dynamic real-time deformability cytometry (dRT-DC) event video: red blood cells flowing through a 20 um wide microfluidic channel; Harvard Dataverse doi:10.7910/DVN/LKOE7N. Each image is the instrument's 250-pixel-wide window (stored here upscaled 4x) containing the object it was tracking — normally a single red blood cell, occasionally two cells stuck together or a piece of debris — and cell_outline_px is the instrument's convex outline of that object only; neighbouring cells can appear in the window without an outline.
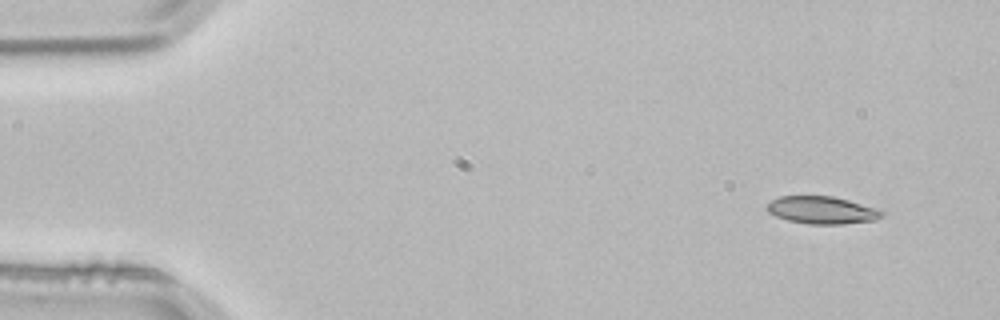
{"species": "common noctule bat (a hibernating species)", "species_latin": "Nyctalus noctula", "temperature_condition": "room temperature", "stored_images_in_passage": 3, "camera_frame_rate_fps": 3000, "um_per_image_px": 0.085, "animal": {"sex": "male", "body_mass_g": 21.5, "forearm_length_mm": 52.0}, "frame": {"image": 1, "passage_image": 1, "time_ms": 0.0, "image_size_px": [1000, 320], "cell_outline_px": [[884, 216], [876, 220], [840, 224], [808, 224], [788, 220], [776, 216], [768, 212], [764, 208], [772, 200], [780, 196], [832, 196], [848, 200], [876, 208], [884, 212]], "centroid_in_image_um": [69.86, 17.86], "position_along_channel_um": 15.1, "area_um2": 18.38}}
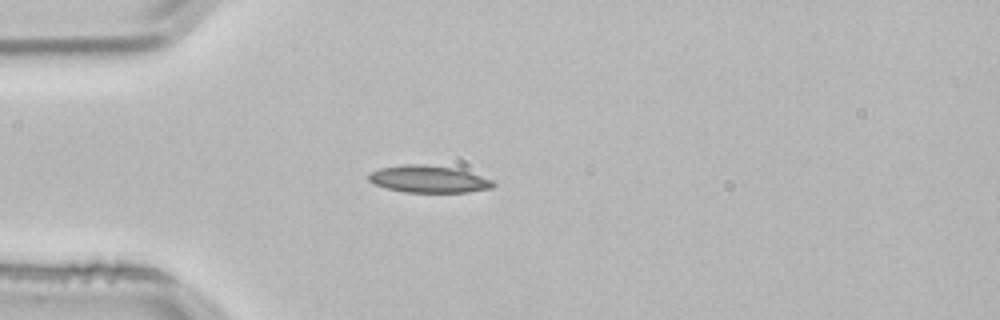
{"frame": {"image": 2, "passage_image": 3, "time_ms": 0.667, "image_size_px": [1000, 320], "cell_outline_px": [[496, 184], [492, 188], [468, 192], [404, 192], [388, 188], [376, 184], [368, 180], [368, 172], [380, 168], [408, 164], [424, 164], [456, 168], [492, 180]], "centroid_in_image_um": [36.42, 15.22], "position_along_channel_um": 48.6, "area_um2": 19.54}}